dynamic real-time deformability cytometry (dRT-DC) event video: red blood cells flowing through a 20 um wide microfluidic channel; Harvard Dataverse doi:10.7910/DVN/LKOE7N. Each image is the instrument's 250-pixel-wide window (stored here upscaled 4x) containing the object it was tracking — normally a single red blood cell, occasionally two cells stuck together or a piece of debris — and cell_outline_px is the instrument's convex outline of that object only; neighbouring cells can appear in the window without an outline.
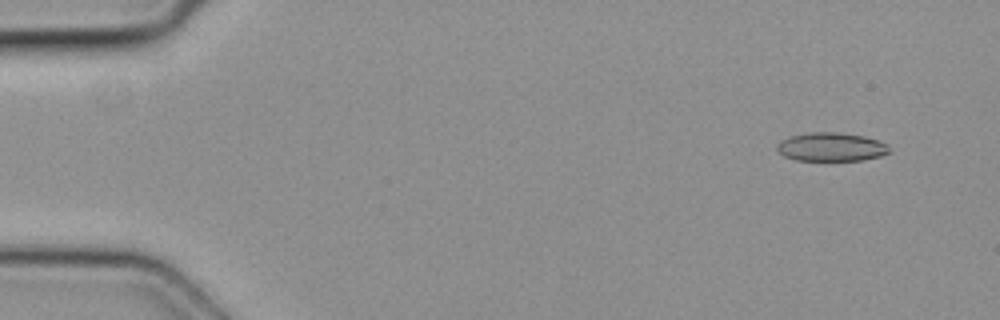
{"species": "common noctule bat (a hibernating species)", "species_latin": "Nyctalus noctula", "temperature_condition": "cold", "stored_images_in_passage": 4, "camera_frame_rate_fps": 3000, "um_per_image_px": 0.085, "animal": {"sex": "female", "body_mass_g": 19.3, "forearm_length_mm": 54.1}, "frame": {"image": 1, "passage_image": 1, "time_ms": 0.0, "image_size_px": [1000, 320], "cell_outline_px": [[892, 152], [880, 156], [864, 160], [796, 160], [784, 156], [776, 148], [776, 144], [780, 140], [792, 136], [812, 132], [836, 132], [864, 136], [880, 140], [888, 144]], "centroid_in_image_um": [70.7, 12.49], "position_along_channel_um": 14.3, "area_um2": 18.84}}
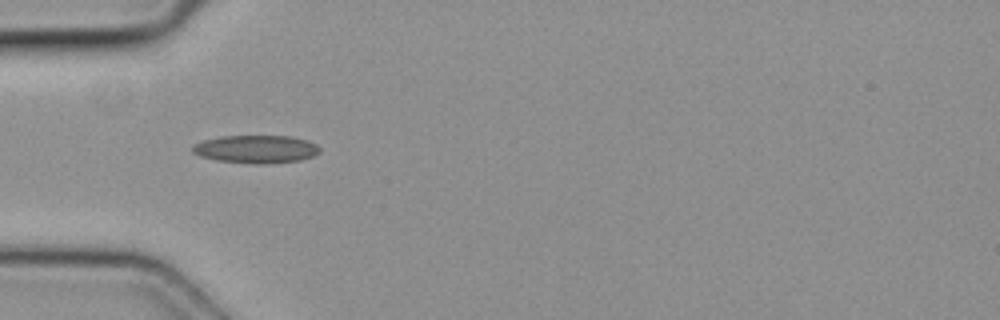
{"frame": {"image": 2, "passage_image": 4, "time_ms": 1.0, "image_size_px": [1000, 320], "cell_outline_px": [[320, 152], [312, 156], [300, 160], [264, 164], [252, 164], [216, 160], [200, 156], [192, 152], [192, 144], [204, 140], [220, 136], [292, 136], [308, 140], [316, 144], [320, 148]], "centroid_in_image_um": [21.75, 12.67], "position_along_channel_um": 63.2, "area_um2": 20.87}}